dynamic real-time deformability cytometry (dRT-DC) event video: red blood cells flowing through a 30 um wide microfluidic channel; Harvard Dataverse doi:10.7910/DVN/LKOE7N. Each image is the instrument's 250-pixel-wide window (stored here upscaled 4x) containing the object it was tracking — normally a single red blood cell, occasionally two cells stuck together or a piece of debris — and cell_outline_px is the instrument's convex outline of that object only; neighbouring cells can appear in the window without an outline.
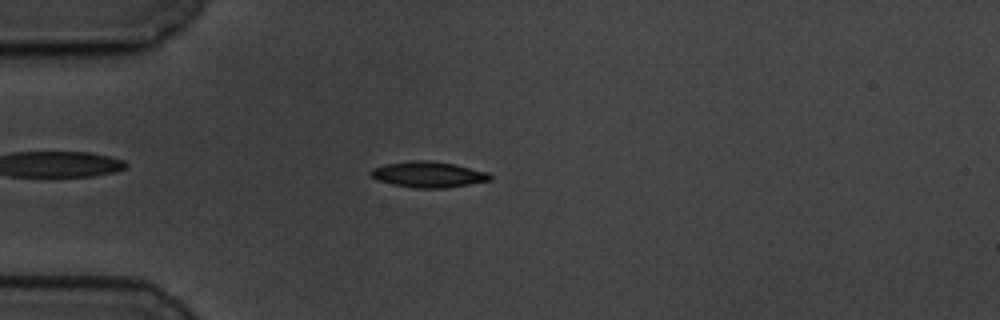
{"species": "common noctule bat (a hibernating species)", "species_latin": "Nyctalus noctula", "temperature_condition": "cold", "stored_images_in_passage": 53, "camera_frame_rate_fps": 3000, "um_per_image_px": 0.085, "animal": {"sex": "male", "body_mass_g": 19.5, "forearm_length_mm": 54.6}, "frame": {"image": 1, "passage_image": 10, "time_ms": 3.0, "image_size_px": [1000, 320], "cell_outline_px": [[492, 180], [444, 188], [416, 188], [392, 184], [376, 180], [368, 176], [368, 172], [372, 168], [384, 164], [408, 160], [428, 160], [456, 164], [488, 172], [492, 176]], "centroid_in_image_um": [36.35, 14.82], "position_along_channel_um": 48.6, "area_um2": 18.26}}
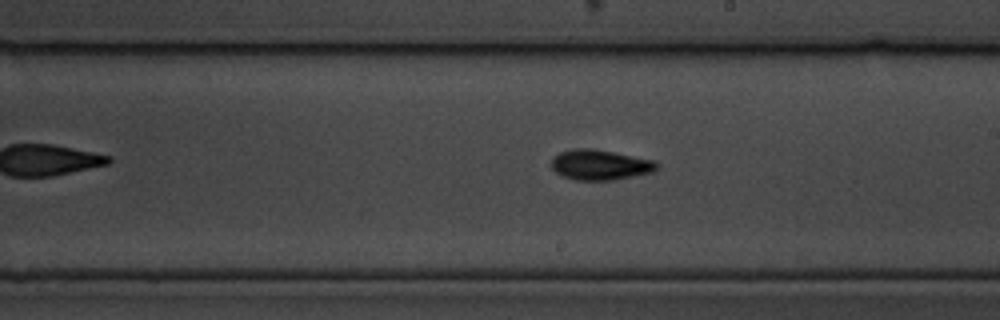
{"frame": {"image": 2, "passage_image": 28, "time_ms": 9.0, "image_size_px": [1000, 320], "cell_outline_px": [[660, 168], [652, 172], [612, 180], [576, 180], [564, 176], [556, 172], [552, 168], [552, 156], [560, 152], [576, 148], [588, 148], [612, 152], [656, 160], [660, 164]], "centroid_in_image_um": [51.04, 14.01], "position_along_channel_um": 238.0, "area_um2": 18.55}}
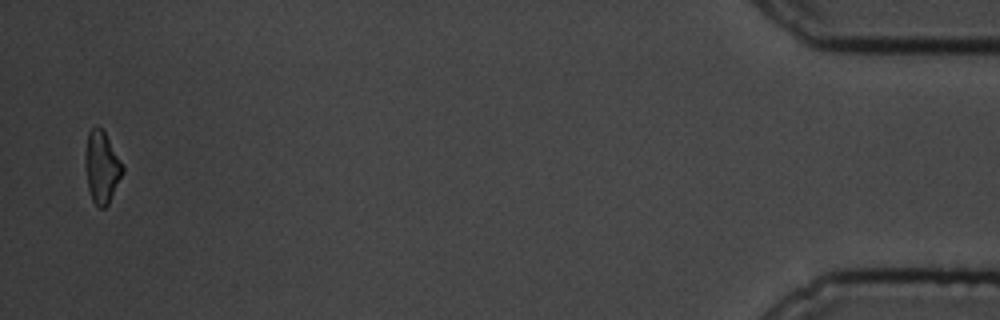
{"frame": {"image": 3, "passage_image": 52, "time_ms": 17.0, "image_size_px": [1000, 320], "cell_outline_px": [[124, 172], [108, 204], [104, 208], [100, 208], [92, 200], [88, 188], [84, 164], [84, 156], [88, 132], [96, 124], [104, 132], [120, 160], [124, 168]], "centroid_in_image_um": [8.63, 14.21], "position_along_channel_um": 426.6, "area_um2": 15.61}, "authors_computed_cell_mechanics": {"area_um2": 17.051, "velocity_mm_per_s": 3.408, "shape_relaxation_time_tau1_ms": 2.9984, "shape_relaxation_time_tau2_ms": 5.1786, "deformation_change_tau1": 0.1187, "deformation_change_tau2": 0.1121}}